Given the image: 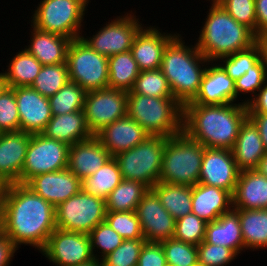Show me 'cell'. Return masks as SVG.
I'll list each match as a JSON object with an SVG mask.
<instances>
[{"label": "cell", "mask_w": 267, "mask_h": 266, "mask_svg": "<svg viewBox=\"0 0 267 266\" xmlns=\"http://www.w3.org/2000/svg\"><path fill=\"white\" fill-rule=\"evenodd\" d=\"M55 207L25 184L4 185L0 195V231L19 249L32 246L39 253L56 229Z\"/></svg>", "instance_id": "1"}, {"label": "cell", "mask_w": 267, "mask_h": 266, "mask_svg": "<svg viewBox=\"0 0 267 266\" xmlns=\"http://www.w3.org/2000/svg\"><path fill=\"white\" fill-rule=\"evenodd\" d=\"M247 117V105L242 102L186 104L183 106L182 131L204 147L231 150Z\"/></svg>", "instance_id": "2"}, {"label": "cell", "mask_w": 267, "mask_h": 266, "mask_svg": "<svg viewBox=\"0 0 267 266\" xmlns=\"http://www.w3.org/2000/svg\"><path fill=\"white\" fill-rule=\"evenodd\" d=\"M210 4L195 41L198 50L206 59L215 62L256 43V35L250 28L238 23L215 0H211Z\"/></svg>", "instance_id": "3"}, {"label": "cell", "mask_w": 267, "mask_h": 266, "mask_svg": "<svg viewBox=\"0 0 267 266\" xmlns=\"http://www.w3.org/2000/svg\"><path fill=\"white\" fill-rule=\"evenodd\" d=\"M178 34L165 48L160 70L167 78L173 97L182 105L197 95L203 74L210 61L196 44L188 45Z\"/></svg>", "instance_id": "4"}, {"label": "cell", "mask_w": 267, "mask_h": 266, "mask_svg": "<svg viewBox=\"0 0 267 266\" xmlns=\"http://www.w3.org/2000/svg\"><path fill=\"white\" fill-rule=\"evenodd\" d=\"M127 116L149 135L170 137L182 132L183 106L174 97H150L131 90L127 96Z\"/></svg>", "instance_id": "5"}, {"label": "cell", "mask_w": 267, "mask_h": 266, "mask_svg": "<svg viewBox=\"0 0 267 266\" xmlns=\"http://www.w3.org/2000/svg\"><path fill=\"white\" fill-rule=\"evenodd\" d=\"M205 147L183 131L166 139L159 181L194 186L199 183Z\"/></svg>", "instance_id": "6"}, {"label": "cell", "mask_w": 267, "mask_h": 266, "mask_svg": "<svg viewBox=\"0 0 267 266\" xmlns=\"http://www.w3.org/2000/svg\"><path fill=\"white\" fill-rule=\"evenodd\" d=\"M167 138L149 135L135 147L114 156L123 179L142 182L149 189L157 184Z\"/></svg>", "instance_id": "7"}, {"label": "cell", "mask_w": 267, "mask_h": 266, "mask_svg": "<svg viewBox=\"0 0 267 266\" xmlns=\"http://www.w3.org/2000/svg\"><path fill=\"white\" fill-rule=\"evenodd\" d=\"M86 11L75 0H40L32 11L30 22L39 30L74 40L80 38L84 32L82 29L86 22Z\"/></svg>", "instance_id": "8"}, {"label": "cell", "mask_w": 267, "mask_h": 266, "mask_svg": "<svg viewBox=\"0 0 267 266\" xmlns=\"http://www.w3.org/2000/svg\"><path fill=\"white\" fill-rule=\"evenodd\" d=\"M66 65L70 82L86 92L108 87V57L91 49L81 38L71 41Z\"/></svg>", "instance_id": "9"}, {"label": "cell", "mask_w": 267, "mask_h": 266, "mask_svg": "<svg viewBox=\"0 0 267 266\" xmlns=\"http://www.w3.org/2000/svg\"><path fill=\"white\" fill-rule=\"evenodd\" d=\"M106 200L83 189L55 208L56 227L70 232L89 234L105 221Z\"/></svg>", "instance_id": "10"}, {"label": "cell", "mask_w": 267, "mask_h": 266, "mask_svg": "<svg viewBox=\"0 0 267 266\" xmlns=\"http://www.w3.org/2000/svg\"><path fill=\"white\" fill-rule=\"evenodd\" d=\"M105 23L104 26L95 31V35H81V39L97 53L107 57L125 53L131 50L135 35L144 26V24L135 15V12H123Z\"/></svg>", "instance_id": "11"}, {"label": "cell", "mask_w": 267, "mask_h": 266, "mask_svg": "<svg viewBox=\"0 0 267 266\" xmlns=\"http://www.w3.org/2000/svg\"><path fill=\"white\" fill-rule=\"evenodd\" d=\"M69 145L48 138L42 133L31 134L21 174V184L34 176L61 171L68 166Z\"/></svg>", "instance_id": "12"}, {"label": "cell", "mask_w": 267, "mask_h": 266, "mask_svg": "<svg viewBox=\"0 0 267 266\" xmlns=\"http://www.w3.org/2000/svg\"><path fill=\"white\" fill-rule=\"evenodd\" d=\"M127 96V91L110 87L86 93L83 110L94 136L105 126L127 116Z\"/></svg>", "instance_id": "13"}, {"label": "cell", "mask_w": 267, "mask_h": 266, "mask_svg": "<svg viewBox=\"0 0 267 266\" xmlns=\"http://www.w3.org/2000/svg\"><path fill=\"white\" fill-rule=\"evenodd\" d=\"M54 266H77L94 260L89 234L56 228L40 252Z\"/></svg>", "instance_id": "14"}, {"label": "cell", "mask_w": 267, "mask_h": 266, "mask_svg": "<svg viewBox=\"0 0 267 266\" xmlns=\"http://www.w3.org/2000/svg\"><path fill=\"white\" fill-rule=\"evenodd\" d=\"M135 212L146 241L161 242L174 237L176 220L152 189L143 195Z\"/></svg>", "instance_id": "15"}, {"label": "cell", "mask_w": 267, "mask_h": 266, "mask_svg": "<svg viewBox=\"0 0 267 266\" xmlns=\"http://www.w3.org/2000/svg\"><path fill=\"white\" fill-rule=\"evenodd\" d=\"M239 173L231 150L205 147L199 183L221 188L232 195Z\"/></svg>", "instance_id": "16"}, {"label": "cell", "mask_w": 267, "mask_h": 266, "mask_svg": "<svg viewBox=\"0 0 267 266\" xmlns=\"http://www.w3.org/2000/svg\"><path fill=\"white\" fill-rule=\"evenodd\" d=\"M147 25L135 35L130 50L140 71L160 69L165 48L179 34L165 33L156 25Z\"/></svg>", "instance_id": "17"}, {"label": "cell", "mask_w": 267, "mask_h": 266, "mask_svg": "<svg viewBox=\"0 0 267 266\" xmlns=\"http://www.w3.org/2000/svg\"><path fill=\"white\" fill-rule=\"evenodd\" d=\"M20 116V131L39 134L52 118L49 98L39 94L30 86L11 88Z\"/></svg>", "instance_id": "18"}, {"label": "cell", "mask_w": 267, "mask_h": 266, "mask_svg": "<svg viewBox=\"0 0 267 266\" xmlns=\"http://www.w3.org/2000/svg\"><path fill=\"white\" fill-rule=\"evenodd\" d=\"M25 185L55 208L82 190V181L68 168L34 176Z\"/></svg>", "instance_id": "19"}, {"label": "cell", "mask_w": 267, "mask_h": 266, "mask_svg": "<svg viewBox=\"0 0 267 266\" xmlns=\"http://www.w3.org/2000/svg\"><path fill=\"white\" fill-rule=\"evenodd\" d=\"M31 134L23 131L0 133V184L20 183Z\"/></svg>", "instance_id": "20"}, {"label": "cell", "mask_w": 267, "mask_h": 266, "mask_svg": "<svg viewBox=\"0 0 267 266\" xmlns=\"http://www.w3.org/2000/svg\"><path fill=\"white\" fill-rule=\"evenodd\" d=\"M210 65V66H209ZM236 102L235 81L214 61L208 63L196 97L187 104L222 105Z\"/></svg>", "instance_id": "21"}, {"label": "cell", "mask_w": 267, "mask_h": 266, "mask_svg": "<svg viewBox=\"0 0 267 266\" xmlns=\"http://www.w3.org/2000/svg\"><path fill=\"white\" fill-rule=\"evenodd\" d=\"M112 156L96 136L69 146L67 168L81 181L101 168Z\"/></svg>", "instance_id": "22"}, {"label": "cell", "mask_w": 267, "mask_h": 266, "mask_svg": "<svg viewBox=\"0 0 267 266\" xmlns=\"http://www.w3.org/2000/svg\"><path fill=\"white\" fill-rule=\"evenodd\" d=\"M112 157L141 143L149 134L131 117L125 116L105 126L95 135Z\"/></svg>", "instance_id": "23"}, {"label": "cell", "mask_w": 267, "mask_h": 266, "mask_svg": "<svg viewBox=\"0 0 267 266\" xmlns=\"http://www.w3.org/2000/svg\"><path fill=\"white\" fill-rule=\"evenodd\" d=\"M233 209H267V177L256 169L240 171L232 194Z\"/></svg>", "instance_id": "24"}, {"label": "cell", "mask_w": 267, "mask_h": 266, "mask_svg": "<svg viewBox=\"0 0 267 266\" xmlns=\"http://www.w3.org/2000/svg\"><path fill=\"white\" fill-rule=\"evenodd\" d=\"M232 208V195L228 191L201 183L192 186V213L207 223Z\"/></svg>", "instance_id": "25"}, {"label": "cell", "mask_w": 267, "mask_h": 266, "mask_svg": "<svg viewBox=\"0 0 267 266\" xmlns=\"http://www.w3.org/2000/svg\"><path fill=\"white\" fill-rule=\"evenodd\" d=\"M29 45L25 49L42 65L66 63L67 51L72 39L45 32L34 27L31 23Z\"/></svg>", "instance_id": "26"}, {"label": "cell", "mask_w": 267, "mask_h": 266, "mask_svg": "<svg viewBox=\"0 0 267 266\" xmlns=\"http://www.w3.org/2000/svg\"><path fill=\"white\" fill-rule=\"evenodd\" d=\"M240 171L256 169L266 151L256 126L247 117L241 124L236 142L231 149Z\"/></svg>", "instance_id": "27"}, {"label": "cell", "mask_w": 267, "mask_h": 266, "mask_svg": "<svg viewBox=\"0 0 267 266\" xmlns=\"http://www.w3.org/2000/svg\"><path fill=\"white\" fill-rule=\"evenodd\" d=\"M42 134L69 146L94 136L87 126L84 110L52 116Z\"/></svg>", "instance_id": "28"}, {"label": "cell", "mask_w": 267, "mask_h": 266, "mask_svg": "<svg viewBox=\"0 0 267 266\" xmlns=\"http://www.w3.org/2000/svg\"><path fill=\"white\" fill-rule=\"evenodd\" d=\"M204 241L228 247L238 256L242 251L245 252L238 212L232 208L218 219L208 222Z\"/></svg>", "instance_id": "29"}, {"label": "cell", "mask_w": 267, "mask_h": 266, "mask_svg": "<svg viewBox=\"0 0 267 266\" xmlns=\"http://www.w3.org/2000/svg\"><path fill=\"white\" fill-rule=\"evenodd\" d=\"M240 219L245 250L267 248V209H235Z\"/></svg>", "instance_id": "30"}, {"label": "cell", "mask_w": 267, "mask_h": 266, "mask_svg": "<svg viewBox=\"0 0 267 266\" xmlns=\"http://www.w3.org/2000/svg\"><path fill=\"white\" fill-rule=\"evenodd\" d=\"M175 220L192 213V187L158 182L151 188Z\"/></svg>", "instance_id": "31"}, {"label": "cell", "mask_w": 267, "mask_h": 266, "mask_svg": "<svg viewBox=\"0 0 267 266\" xmlns=\"http://www.w3.org/2000/svg\"><path fill=\"white\" fill-rule=\"evenodd\" d=\"M9 59L8 68L2 70L8 87L31 86L43 65L25 48Z\"/></svg>", "instance_id": "32"}, {"label": "cell", "mask_w": 267, "mask_h": 266, "mask_svg": "<svg viewBox=\"0 0 267 266\" xmlns=\"http://www.w3.org/2000/svg\"><path fill=\"white\" fill-rule=\"evenodd\" d=\"M108 87L131 91L140 74L137 62L131 51L108 57Z\"/></svg>", "instance_id": "33"}, {"label": "cell", "mask_w": 267, "mask_h": 266, "mask_svg": "<svg viewBox=\"0 0 267 266\" xmlns=\"http://www.w3.org/2000/svg\"><path fill=\"white\" fill-rule=\"evenodd\" d=\"M123 180L117 160L111 157L101 168L82 181V189L106 199Z\"/></svg>", "instance_id": "34"}, {"label": "cell", "mask_w": 267, "mask_h": 266, "mask_svg": "<svg viewBox=\"0 0 267 266\" xmlns=\"http://www.w3.org/2000/svg\"><path fill=\"white\" fill-rule=\"evenodd\" d=\"M149 188L142 182L123 179L106 200L107 211H136L137 205Z\"/></svg>", "instance_id": "35"}, {"label": "cell", "mask_w": 267, "mask_h": 266, "mask_svg": "<svg viewBox=\"0 0 267 266\" xmlns=\"http://www.w3.org/2000/svg\"><path fill=\"white\" fill-rule=\"evenodd\" d=\"M69 81L66 63L43 65L30 87L39 94L49 98L56 94Z\"/></svg>", "instance_id": "36"}, {"label": "cell", "mask_w": 267, "mask_h": 266, "mask_svg": "<svg viewBox=\"0 0 267 266\" xmlns=\"http://www.w3.org/2000/svg\"><path fill=\"white\" fill-rule=\"evenodd\" d=\"M86 93L77 83L69 81L56 94L49 97L52 116L83 110Z\"/></svg>", "instance_id": "37"}, {"label": "cell", "mask_w": 267, "mask_h": 266, "mask_svg": "<svg viewBox=\"0 0 267 266\" xmlns=\"http://www.w3.org/2000/svg\"><path fill=\"white\" fill-rule=\"evenodd\" d=\"M261 58V52L257 43L251 47L234 54L221 57L216 62L223 68L226 74L236 81L243 76ZM221 62V63H220Z\"/></svg>", "instance_id": "38"}, {"label": "cell", "mask_w": 267, "mask_h": 266, "mask_svg": "<svg viewBox=\"0 0 267 266\" xmlns=\"http://www.w3.org/2000/svg\"><path fill=\"white\" fill-rule=\"evenodd\" d=\"M132 91L150 97H173L168 80L160 69L140 71Z\"/></svg>", "instance_id": "39"}, {"label": "cell", "mask_w": 267, "mask_h": 266, "mask_svg": "<svg viewBox=\"0 0 267 266\" xmlns=\"http://www.w3.org/2000/svg\"><path fill=\"white\" fill-rule=\"evenodd\" d=\"M89 237L91 240L92 254L97 260H102L109 253L113 252L124 241V238L116 233L106 221L98 224L89 233Z\"/></svg>", "instance_id": "40"}, {"label": "cell", "mask_w": 267, "mask_h": 266, "mask_svg": "<svg viewBox=\"0 0 267 266\" xmlns=\"http://www.w3.org/2000/svg\"><path fill=\"white\" fill-rule=\"evenodd\" d=\"M105 221L124 240L145 239L135 211H107Z\"/></svg>", "instance_id": "41"}, {"label": "cell", "mask_w": 267, "mask_h": 266, "mask_svg": "<svg viewBox=\"0 0 267 266\" xmlns=\"http://www.w3.org/2000/svg\"><path fill=\"white\" fill-rule=\"evenodd\" d=\"M167 266H195L198 263L197 246L174 238L161 241Z\"/></svg>", "instance_id": "42"}, {"label": "cell", "mask_w": 267, "mask_h": 266, "mask_svg": "<svg viewBox=\"0 0 267 266\" xmlns=\"http://www.w3.org/2000/svg\"><path fill=\"white\" fill-rule=\"evenodd\" d=\"M267 81V70L260 58L247 72L235 81L236 101L244 94H249L251 97L240 99L243 104H247L256 93L263 87ZM252 94V95H251Z\"/></svg>", "instance_id": "43"}, {"label": "cell", "mask_w": 267, "mask_h": 266, "mask_svg": "<svg viewBox=\"0 0 267 266\" xmlns=\"http://www.w3.org/2000/svg\"><path fill=\"white\" fill-rule=\"evenodd\" d=\"M207 222L196 214H188L176 220L174 239L198 246L205 238Z\"/></svg>", "instance_id": "44"}, {"label": "cell", "mask_w": 267, "mask_h": 266, "mask_svg": "<svg viewBox=\"0 0 267 266\" xmlns=\"http://www.w3.org/2000/svg\"><path fill=\"white\" fill-rule=\"evenodd\" d=\"M145 239L124 240L113 252L101 261L103 266H137Z\"/></svg>", "instance_id": "45"}, {"label": "cell", "mask_w": 267, "mask_h": 266, "mask_svg": "<svg viewBox=\"0 0 267 266\" xmlns=\"http://www.w3.org/2000/svg\"><path fill=\"white\" fill-rule=\"evenodd\" d=\"M20 131V116L14 91L7 88L0 96V133Z\"/></svg>", "instance_id": "46"}, {"label": "cell", "mask_w": 267, "mask_h": 266, "mask_svg": "<svg viewBox=\"0 0 267 266\" xmlns=\"http://www.w3.org/2000/svg\"><path fill=\"white\" fill-rule=\"evenodd\" d=\"M198 263L204 266L230 265L238 255L230 248L202 241L198 246Z\"/></svg>", "instance_id": "47"}, {"label": "cell", "mask_w": 267, "mask_h": 266, "mask_svg": "<svg viewBox=\"0 0 267 266\" xmlns=\"http://www.w3.org/2000/svg\"><path fill=\"white\" fill-rule=\"evenodd\" d=\"M238 23L250 28L256 35L255 0H215Z\"/></svg>", "instance_id": "48"}, {"label": "cell", "mask_w": 267, "mask_h": 266, "mask_svg": "<svg viewBox=\"0 0 267 266\" xmlns=\"http://www.w3.org/2000/svg\"><path fill=\"white\" fill-rule=\"evenodd\" d=\"M137 266H167L162 243L146 241L141 249Z\"/></svg>", "instance_id": "49"}, {"label": "cell", "mask_w": 267, "mask_h": 266, "mask_svg": "<svg viewBox=\"0 0 267 266\" xmlns=\"http://www.w3.org/2000/svg\"><path fill=\"white\" fill-rule=\"evenodd\" d=\"M246 105L248 114L267 115V81Z\"/></svg>", "instance_id": "50"}, {"label": "cell", "mask_w": 267, "mask_h": 266, "mask_svg": "<svg viewBox=\"0 0 267 266\" xmlns=\"http://www.w3.org/2000/svg\"><path fill=\"white\" fill-rule=\"evenodd\" d=\"M19 250L15 244L0 231V266L11 265L15 252Z\"/></svg>", "instance_id": "51"}, {"label": "cell", "mask_w": 267, "mask_h": 266, "mask_svg": "<svg viewBox=\"0 0 267 266\" xmlns=\"http://www.w3.org/2000/svg\"><path fill=\"white\" fill-rule=\"evenodd\" d=\"M256 36L267 33V0H255Z\"/></svg>", "instance_id": "52"}, {"label": "cell", "mask_w": 267, "mask_h": 266, "mask_svg": "<svg viewBox=\"0 0 267 266\" xmlns=\"http://www.w3.org/2000/svg\"><path fill=\"white\" fill-rule=\"evenodd\" d=\"M248 118L256 126L260 138L262 139L263 146L267 153V115L265 114H248Z\"/></svg>", "instance_id": "53"}, {"label": "cell", "mask_w": 267, "mask_h": 266, "mask_svg": "<svg viewBox=\"0 0 267 266\" xmlns=\"http://www.w3.org/2000/svg\"><path fill=\"white\" fill-rule=\"evenodd\" d=\"M256 43L259 45L261 52V59L267 70V33H262L256 36Z\"/></svg>", "instance_id": "54"}, {"label": "cell", "mask_w": 267, "mask_h": 266, "mask_svg": "<svg viewBox=\"0 0 267 266\" xmlns=\"http://www.w3.org/2000/svg\"><path fill=\"white\" fill-rule=\"evenodd\" d=\"M256 170L261 174L267 177V153L262 157L259 161V165L257 166Z\"/></svg>", "instance_id": "55"}, {"label": "cell", "mask_w": 267, "mask_h": 266, "mask_svg": "<svg viewBox=\"0 0 267 266\" xmlns=\"http://www.w3.org/2000/svg\"><path fill=\"white\" fill-rule=\"evenodd\" d=\"M8 88V84L3 72H0V96Z\"/></svg>", "instance_id": "56"}, {"label": "cell", "mask_w": 267, "mask_h": 266, "mask_svg": "<svg viewBox=\"0 0 267 266\" xmlns=\"http://www.w3.org/2000/svg\"><path fill=\"white\" fill-rule=\"evenodd\" d=\"M77 266H103L101 260L94 259L88 263L77 265Z\"/></svg>", "instance_id": "57"}, {"label": "cell", "mask_w": 267, "mask_h": 266, "mask_svg": "<svg viewBox=\"0 0 267 266\" xmlns=\"http://www.w3.org/2000/svg\"><path fill=\"white\" fill-rule=\"evenodd\" d=\"M75 1H77L79 4H81L86 10H88L87 9L88 4L91 3L90 0H75Z\"/></svg>", "instance_id": "58"}, {"label": "cell", "mask_w": 267, "mask_h": 266, "mask_svg": "<svg viewBox=\"0 0 267 266\" xmlns=\"http://www.w3.org/2000/svg\"><path fill=\"white\" fill-rule=\"evenodd\" d=\"M2 187H3V186L0 184V195H1Z\"/></svg>", "instance_id": "59"}, {"label": "cell", "mask_w": 267, "mask_h": 266, "mask_svg": "<svg viewBox=\"0 0 267 266\" xmlns=\"http://www.w3.org/2000/svg\"><path fill=\"white\" fill-rule=\"evenodd\" d=\"M195 266H204V265H202V264H200V263H197Z\"/></svg>", "instance_id": "60"}]
</instances>
